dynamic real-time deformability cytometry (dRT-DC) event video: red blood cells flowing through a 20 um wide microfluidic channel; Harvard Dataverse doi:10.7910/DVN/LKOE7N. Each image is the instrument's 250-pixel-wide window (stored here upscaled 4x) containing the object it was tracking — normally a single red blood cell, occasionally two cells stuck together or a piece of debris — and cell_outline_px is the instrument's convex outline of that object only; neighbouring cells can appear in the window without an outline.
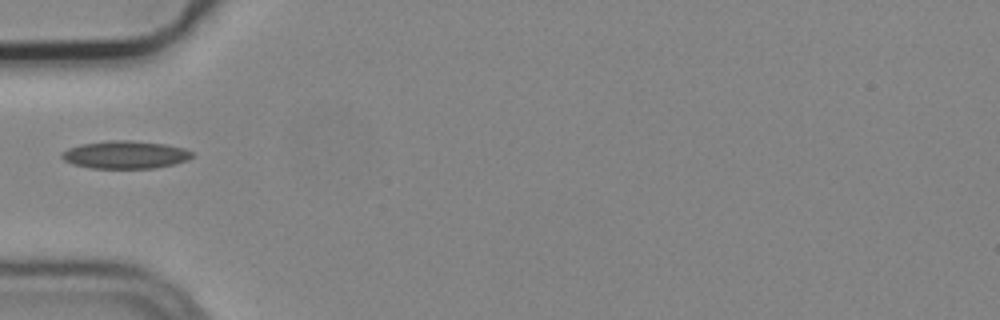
{"species": "common noctule bat (a hibernating species)", "species_latin": "Nyctalus noctula", "temperature_condition": "cold", "stored_images_in_passage": 1, "camera_frame_rate_fps": 3000, "um_per_image_px": 0.085, "animal": {"sex": "male", "body_mass_g": 19.2, "forearm_length_mm": 51.8}, "frame": {"image": 1, "passage_image": 1, "time_ms": 0.0, "image_size_px": [1000, 320], "cell_outline_px": [[192, 156], [188, 160], [156, 168], [88, 168], [72, 164], [64, 160], [60, 156], [60, 152], [68, 148], [80, 144], [108, 140], [128, 140], [164, 144], [184, 148], [192, 152]], "centroid_in_image_um": [10.59, 13.15], "position_along_channel_um": 74.4, "area_um2": 21.15}}